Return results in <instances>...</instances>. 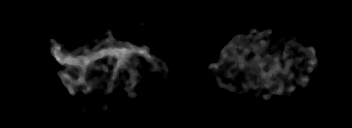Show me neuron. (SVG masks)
Segmentation results:
<instances>
[{
    "label": "neuron",
    "instance_id": "neuron-1",
    "mask_svg": "<svg viewBox=\"0 0 352 128\" xmlns=\"http://www.w3.org/2000/svg\"><path fill=\"white\" fill-rule=\"evenodd\" d=\"M108 36L110 37L107 40L102 41V44H115V47H109L107 49L105 48H101L100 50H98V48H93L91 50H87V54L85 56H79L76 57L74 55H70L69 53H65L63 52L60 48L62 47V45L60 44H56L54 42L52 45V53L54 55L55 61L59 62L60 64H63L64 67H72L71 70H76V68L81 69L82 75L79 79V81L77 80L76 83L74 80L71 79V77H69L68 74H65L64 72H59V79H62L65 83V85L67 86L68 90L70 93H73L76 91L75 85H78V82H82V84L85 86V89L88 90L90 89V85L87 84V82L85 81V73L87 72V70H89L87 68L88 64H91L92 62H98L101 58L103 57H117L118 61L116 62V64L114 65V69L113 72L111 73V79L110 82L113 83L114 81L117 80V71L119 69L120 65H124L123 69L124 70H132L130 69V65L132 62V58L130 57L132 53H138V54H142L145 57L151 58V60H156L157 56H151V54H149V51L145 48H140V47H134L132 46L131 43H127L126 44V48H122L120 46H117L118 42L112 40V33L110 31H108ZM269 33L266 32H261L260 34H258V36H256L257 38H260L262 35H268ZM245 38V41L243 42L244 44H246V48H244L243 50L241 49L237 54L236 57L237 58H241L244 55H248V48L249 47H255L253 43H246V39H251V36H243V35H238L236 36L232 41L229 42V44L227 45V49H225L222 52V57L227 58L228 66L226 67L227 70L229 71H233L234 70V61H232V58L230 57V54L228 52V48L229 47H233L232 45L236 42H238V39ZM261 49H256L255 53L256 55H253L252 58H250V63L245 64L242 68V72L245 73V69H248L249 72H252V65L254 63H257L259 65V70H260V76H261V81L263 86L265 87L264 90L268 89V86H274L276 83L273 81V77L276 74V71H279V73H281V76H284V78L287 76L288 79V83L291 82L294 78L293 74H287L286 72H289V68L290 65L293 64V59L291 54L289 53L290 48H292V45L290 47H288L286 50H284L283 52H280V50L275 51L274 53H269V51H267L268 53H266V55H264L265 57H272V62H275V66L270 67L268 70H265V59L262 57H257L255 58L254 56H258L261 55V53H265V46L268 45V47L270 48L271 45L268 44V42L266 41H260L259 42ZM227 50V51H226ZM305 53L307 56L310 57V64L311 65H316L317 58L315 57L314 51L312 50V47L308 48L305 50ZM281 55L283 58H281ZM127 58V59H125ZM282 59L283 61H281L282 63H284V68H281V65L279 64V60ZM211 68H213V70H217V66L212 64L210 65ZM299 81L301 82V84L303 86H306L307 83L309 82V78L306 77L305 75H302L301 78L299 79ZM279 86L277 87L279 90L274 89L273 93L276 94V96H280L281 94H284L283 92V88L285 87V83L281 82V83H277ZM220 87H223L224 89L229 90V87L224 86V84L222 82L219 83ZM130 92H133V87L132 90H129ZM279 92V93H278ZM281 92V93H280ZM132 98L136 97V93L133 92L131 93Z\"/></svg>",
    "mask_w": 352,
    "mask_h": 128
}]
</instances>
